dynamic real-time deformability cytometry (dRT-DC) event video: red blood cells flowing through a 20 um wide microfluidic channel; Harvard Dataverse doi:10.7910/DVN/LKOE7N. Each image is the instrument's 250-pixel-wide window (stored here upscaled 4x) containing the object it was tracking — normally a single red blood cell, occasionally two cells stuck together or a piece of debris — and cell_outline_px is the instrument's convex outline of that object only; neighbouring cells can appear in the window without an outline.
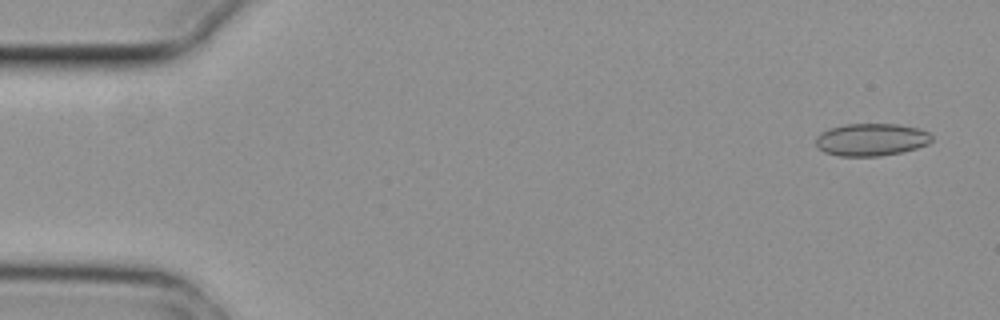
{"species": "common noctule bat (a hibernating species)", "species_latin": "Nyctalus noctula", "temperature_condition": "cold", "stored_images_in_passage": 5, "camera_frame_rate_fps": 3000, "um_per_image_px": 0.085, "animal": {"sex": "female", "body_mass_g": 29.2, "forearm_length_mm": 56.3}, "frame": {"image": 1, "passage_image": 1, "time_ms": 0.0, "image_size_px": [1000, 320], "cell_outline_px": [[932, 140], [928, 144], [904, 152], [880, 156], [840, 156], [824, 152], [816, 144], [816, 136], [820, 132], [828, 128], [844, 124], [896, 124], [920, 128], [928, 132], [932, 136]], "centroid_in_image_um": [74.06, 11.86], "position_along_channel_um": 10.9, "area_um2": 22.14}}
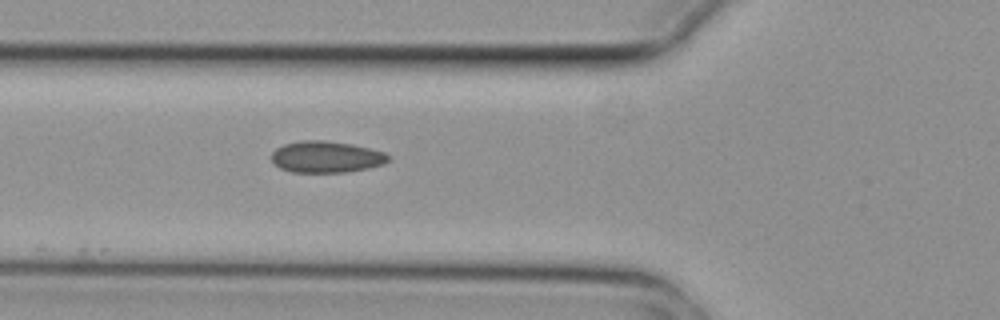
{"frame": {"image": 2, "passage_image": 5, "time_ms": 1.333, "image_size_px": [1000, 320], "cell_outline_px": [[392, 156], [384, 164], [368, 168], [348, 172], [292, 172], [280, 168], [272, 160], [272, 152], [276, 148], [284, 144], [300, 140], [324, 140], [352, 144], [384, 152]], "centroid_in_image_um": [27.74, 13.33], "position_along_channel_um": 98.1, "area_um2": 21.5}}